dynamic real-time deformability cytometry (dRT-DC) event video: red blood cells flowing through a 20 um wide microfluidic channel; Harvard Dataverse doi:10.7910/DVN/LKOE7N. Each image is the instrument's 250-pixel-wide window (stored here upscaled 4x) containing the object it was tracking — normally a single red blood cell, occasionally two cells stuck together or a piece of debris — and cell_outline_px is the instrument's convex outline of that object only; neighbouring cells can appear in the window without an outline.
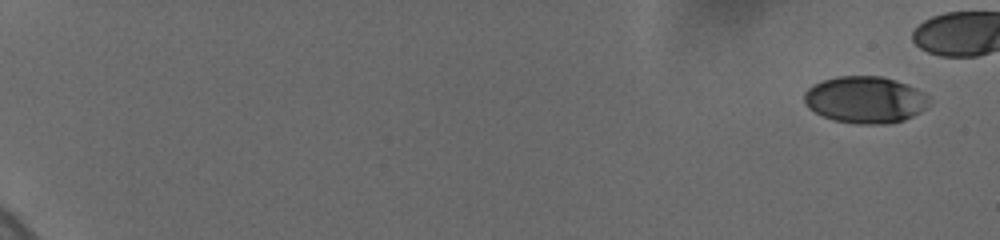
{"species": "human", "species_latin": "Homo sapiens", "temperature_condition": "cold", "stored_images_in_passage": 23, "segment_of_instrument_passage": [1, 2], "camera_frame_rate_fps": 3000, "um_per_image_px": 0.085, "donor": {"sex": "female"}, "frame": {"image": 1, "passage_image": 1, "time_ms": 0.0, "image_size_px": [1000, 240], "cell_outline_px": [[928, 100], [924, 108], [912, 116], [904, 120], [884, 124], [864, 124], [836, 120], [824, 116], [808, 108], [804, 100], [804, 92], [812, 84], [836, 76], [880, 76], [896, 80], [908, 84], [924, 92], [928, 96]], "centroid_in_image_um": [73.52, 8.46], "position_along_channel_um": 11.5, "area_um2": 33.81}}
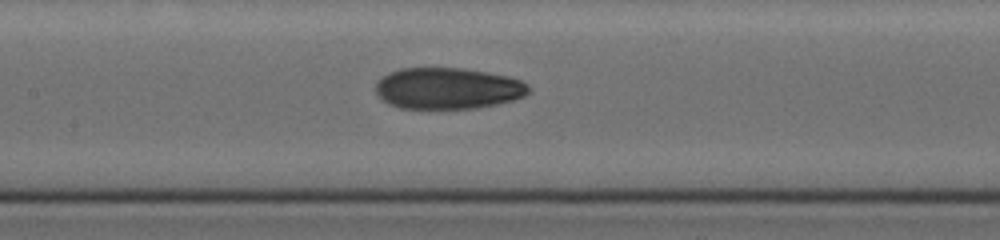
{"frame": {"image": 2, "passage_image": 19, "time_ms": 10.0, "image_size_px": [1000, 240], "cell_outline_px": [[532, 88], [524, 96], [512, 100], [496, 104], [476, 108], [400, 108], [388, 104], [376, 92], [376, 84], [384, 76], [400, 68], [464, 68], [488, 72], [508, 76], [520, 80], [528, 84]], "centroid_in_image_um": [38.1, 7.51], "position_along_channel_um": 169.3, "area_um2": 36.7}}
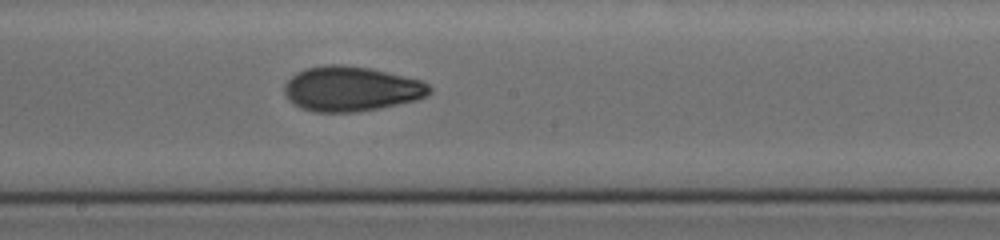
{"frame": {"image": 3, "passage_image": 22, "time_ms": 11.333, "image_size_px": [1000, 240], "cell_outline_px": [[432, 92], [428, 96], [416, 100], [380, 108], [356, 112], [312, 112], [296, 104], [284, 92], [284, 84], [296, 72], [304, 68], [324, 64], [344, 64], [368, 68], [424, 80], [432, 88]], "centroid_in_image_um": [29.89, 7.54], "position_along_channel_um": 218.3, "area_um2": 38.09}}